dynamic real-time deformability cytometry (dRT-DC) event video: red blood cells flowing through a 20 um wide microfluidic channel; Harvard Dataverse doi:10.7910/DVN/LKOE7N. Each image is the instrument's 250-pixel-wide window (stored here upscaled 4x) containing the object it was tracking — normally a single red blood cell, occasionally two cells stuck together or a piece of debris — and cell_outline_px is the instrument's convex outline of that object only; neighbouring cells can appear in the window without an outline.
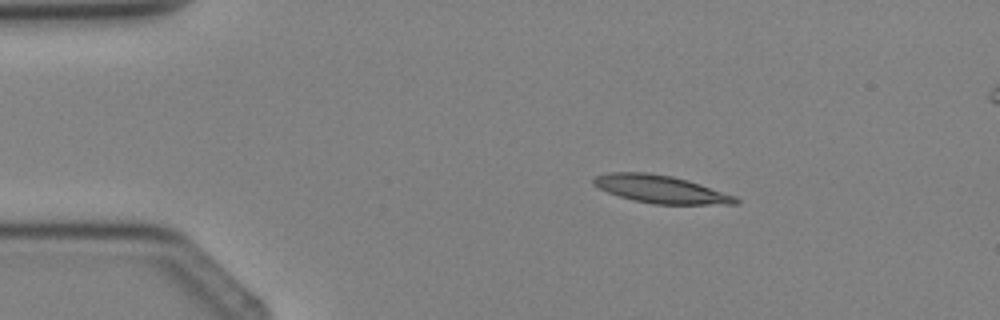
{"species": "Egyptian fruit bat (a non-hibernating species)", "species_latin": "Rousettus aegyptiacus", "temperature_condition": "cold", "stored_images_in_passage": 4, "camera_frame_rate_fps": 3000, "um_per_image_px": 0.085, "animal": {"sex": "female"}, "frame": {"image": 1, "passage_image": 2, "time_ms": 1.333, "image_size_px": [1000, 320], "cell_outline_px": [[740, 204], [652, 204], [632, 200], [608, 192], [592, 184], [592, 180], [596, 176], [608, 172], [648, 172], [672, 176], [688, 180], [736, 196], [740, 200]], "centroid_in_image_um": [56.17, 16.08], "position_along_channel_um": 28.8, "area_um2": 23.0}}